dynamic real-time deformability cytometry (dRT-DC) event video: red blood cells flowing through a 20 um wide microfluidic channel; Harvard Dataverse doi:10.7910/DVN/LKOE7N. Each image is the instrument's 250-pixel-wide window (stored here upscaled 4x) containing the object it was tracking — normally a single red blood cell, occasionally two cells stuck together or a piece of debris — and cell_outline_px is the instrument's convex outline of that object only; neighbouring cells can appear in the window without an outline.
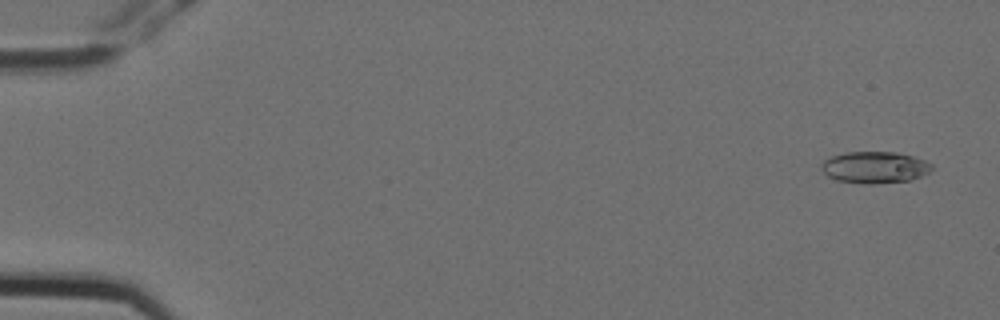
{"species": "Egyptian fruit bat (a non-hibernating species)", "species_latin": "Rousettus aegyptiacus", "temperature_condition": "cold", "stored_images_in_passage": 5, "camera_frame_rate_fps": 3000, "um_per_image_px": 0.085, "animal": {"sex": "female"}, "frame": {"image": 1, "passage_image": 1, "time_ms": 0.0, "image_size_px": [1000, 320], "cell_outline_px": [[932, 168], [928, 172], [920, 176], [908, 180], [876, 184], [864, 184], [836, 180], [828, 176], [820, 168], [820, 164], [824, 160], [832, 156], [844, 152], [896, 152], [912, 156], [924, 160], [932, 164]], "centroid_in_image_um": [74.31, 14.22], "position_along_channel_um": 10.7, "area_um2": 20.35}}
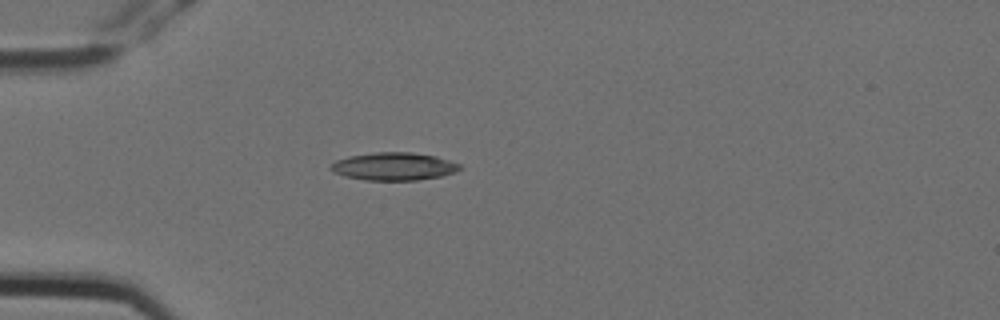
{"frame": {"image": 2, "passage_image": 5, "time_ms": 1.333, "image_size_px": [1000, 320], "cell_outline_px": [[464, 168], [456, 172], [440, 176], [416, 180], [364, 180], [344, 176], [332, 172], [328, 168], [336, 160], [348, 156], [376, 152], [412, 152], [436, 156], [460, 164]], "centroid_in_image_um": [33.47, 14.14], "position_along_channel_um": 51.5, "area_um2": 21.04}}